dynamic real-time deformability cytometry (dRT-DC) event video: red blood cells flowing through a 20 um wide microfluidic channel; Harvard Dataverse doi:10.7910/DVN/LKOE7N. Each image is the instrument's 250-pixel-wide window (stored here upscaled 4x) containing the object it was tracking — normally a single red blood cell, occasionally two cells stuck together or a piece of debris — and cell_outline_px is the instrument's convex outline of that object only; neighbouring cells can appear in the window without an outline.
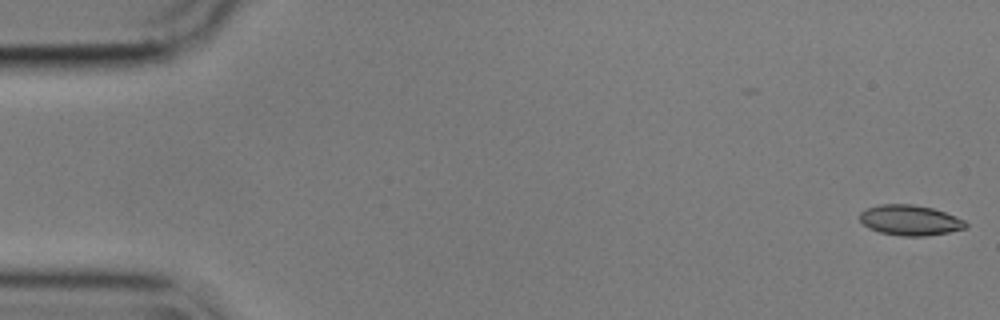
{"species": "common noctule bat (a hibernating species)", "species_latin": "Nyctalus noctula", "temperature_condition": "cold", "stored_images_in_passage": 55, "camera_frame_rate_fps": 3000, "um_per_image_px": 0.085, "animal": {"sex": "male", "body_mass_g": 17.9}, "frame": {"image": 1, "passage_image": 1, "time_ms": 0.0, "image_size_px": [1000, 320], "cell_outline_px": [[968, 228], [948, 232], [924, 236], [900, 236], [880, 232], [868, 228], [860, 220], [860, 212], [868, 208], [880, 204], [912, 204], [932, 208], [944, 212], [964, 220], [968, 224]], "centroid_in_image_um": [77.35, 18.72], "position_along_channel_um": 7.6, "area_um2": 18.67}}
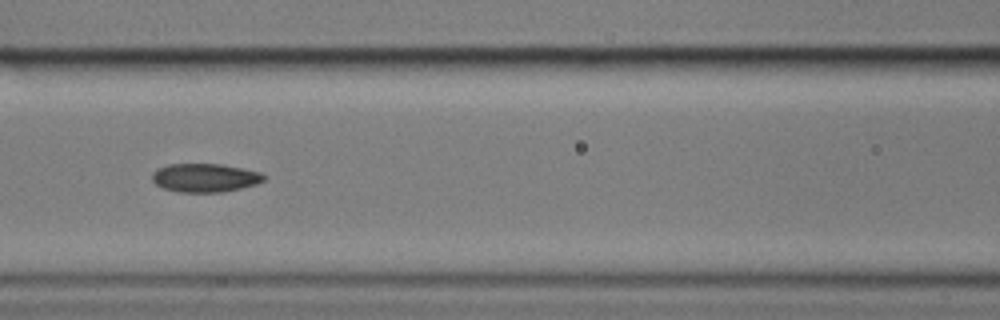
{"frame": {"image": 2, "passage_image": 24, "time_ms": 7.667, "image_size_px": [1000, 320], "cell_outline_px": [[264, 180], [256, 184], [224, 192], [176, 192], [164, 188], [156, 184], [152, 180], [152, 172], [156, 168], [168, 164], [220, 164], [260, 172], [264, 176]], "centroid_in_image_um": [17.37, 15.11], "position_along_channel_um": 149.2, "area_um2": 18.55}}
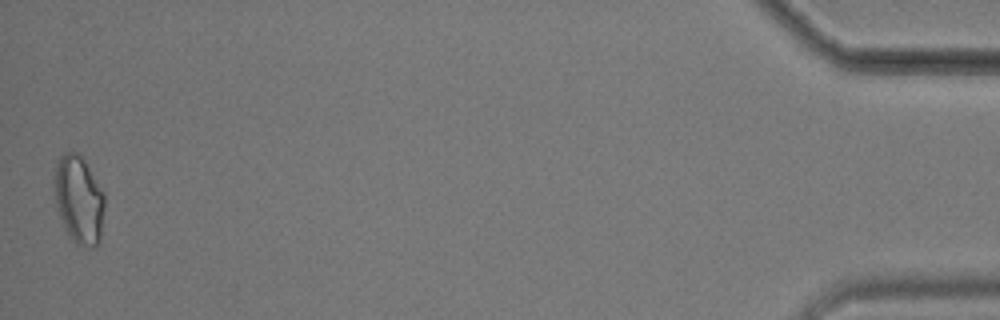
{"frame": {"image": 3, "passage_image": 55, "time_ms": 18.0, "image_size_px": [1000, 320], "cell_outline_px": [[104, 208], [100, 240], [96, 248], [88, 248], [76, 244], [64, 228], [56, 208], [52, 176], [56, 164], [60, 156], [64, 152], [76, 152], [84, 160], [104, 192]], "centroid_in_image_um": [6.68, 16.98], "position_along_channel_um": 428.5, "area_um2": 26.18}, "authors_computed_cell_mechanics": {"area_um2": 18.9006, "velocity_mm_per_s": 3.5866, "shape_relaxation_time_tau1_ms": null, "shape_relaxation_time_tau2_ms": 4.1126, "deformation_change_tau1": null, "deformation_change_tau2": 0.0843}}